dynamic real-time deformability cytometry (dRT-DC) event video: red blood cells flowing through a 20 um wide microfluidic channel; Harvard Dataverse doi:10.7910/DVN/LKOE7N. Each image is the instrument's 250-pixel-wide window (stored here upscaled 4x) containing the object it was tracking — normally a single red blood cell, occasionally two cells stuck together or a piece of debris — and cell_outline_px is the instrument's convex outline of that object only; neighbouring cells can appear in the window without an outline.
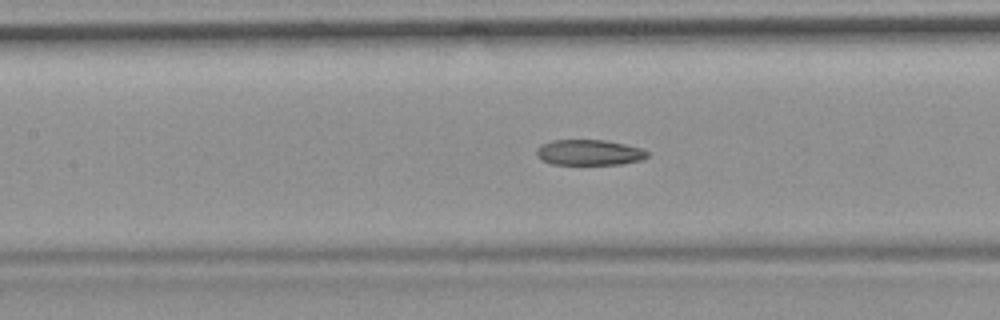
{"species": "common noctule bat (a hibernating species)", "species_latin": "Nyctalus noctula", "temperature_condition": "room temperature", "stored_images_in_passage": 54, "camera_frame_rate_fps": 3000, "um_per_image_px": 0.085, "animal": {"sex": "female", "body_mass_g": 19.9}, "frame": {"image": 1, "passage_image": 24, "time_ms": 7.667, "image_size_px": [1000, 320], "cell_outline_px": [[648, 156], [644, 160], [620, 164], [552, 164], [540, 160], [536, 156], [536, 148], [540, 144], [552, 140], [604, 140], [624, 144], [640, 148], [648, 152]], "centroid_in_image_um": [50.04, 12.96], "position_along_channel_um": 157.4, "area_um2": 16.65}, "authors_computed_cell_mechanics": {"area_um2": 18.0047, "velocity_mm_per_s": 3.7062, "shape_relaxation_time_tau1_ms": null, "shape_relaxation_time_tau2_ms": 4.3613, "deformation_change_tau1": null, "deformation_change_tau2": 0.1025}}